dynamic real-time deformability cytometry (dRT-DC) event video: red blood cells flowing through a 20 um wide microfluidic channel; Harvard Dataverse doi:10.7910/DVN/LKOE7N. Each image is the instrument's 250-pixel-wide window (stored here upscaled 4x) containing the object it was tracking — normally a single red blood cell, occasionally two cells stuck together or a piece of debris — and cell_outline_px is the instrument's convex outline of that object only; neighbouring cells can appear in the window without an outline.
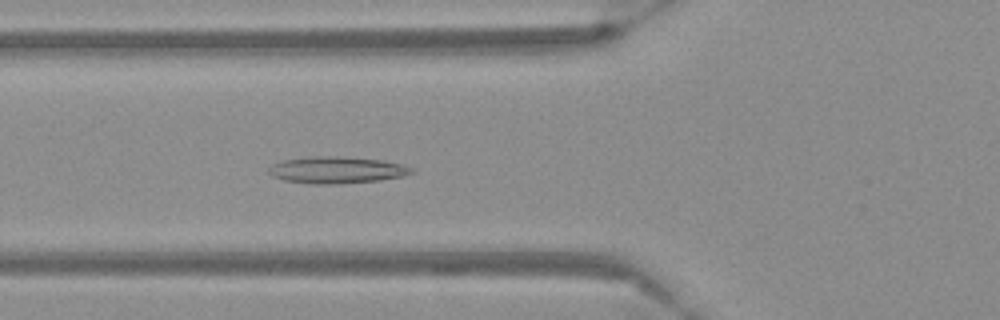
{"species": "Egyptian fruit bat (a non-hibernating species)", "species_latin": "Rousettus aegyptiacus", "temperature_condition": "warm", "stored_images_in_passage": 55, "camera_frame_rate_fps": 3000, "um_per_image_px": 0.085, "frame": {"image": 1, "passage_image": 20, "time_ms": 6.333, "image_size_px": [1000, 320], "cell_outline_px": [[416, 172], [400, 176], [380, 180], [336, 184], [308, 184], [284, 180], [272, 176], [268, 172], [268, 168], [272, 164], [284, 160], [312, 156], [332, 156], [380, 160], [400, 164], [412, 168]], "centroid_in_image_um": [28.57, 14.46], "position_along_channel_um": 97.2, "area_um2": 22.08}}
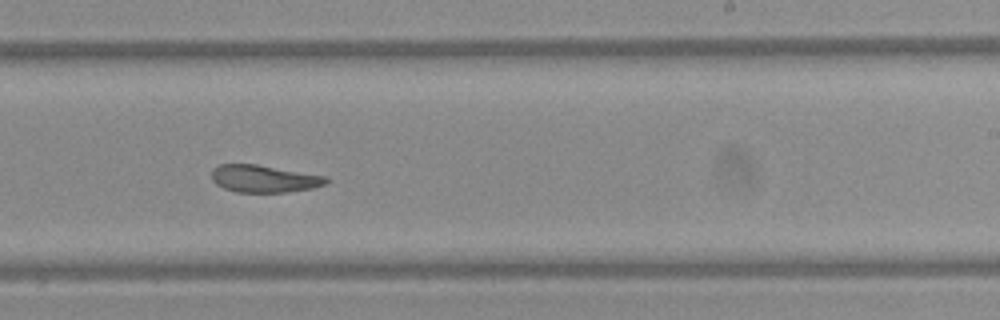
{"frame": {"image": 2, "passage_image": 34, "time_ms": 11.0, "image_size_px": [1000, 320], "cell_outline_px": [[328, 184], [312, 188], [284, 192], [236, 192], [224, 188], [216, 184], [212, 180], [212, 168], [220, 164], [256, 164], [328, 176]], "centroid_in_image_um": [22.45, 15.18], "position_along_channel_um": 266.5, "area_um2": 18.32}}
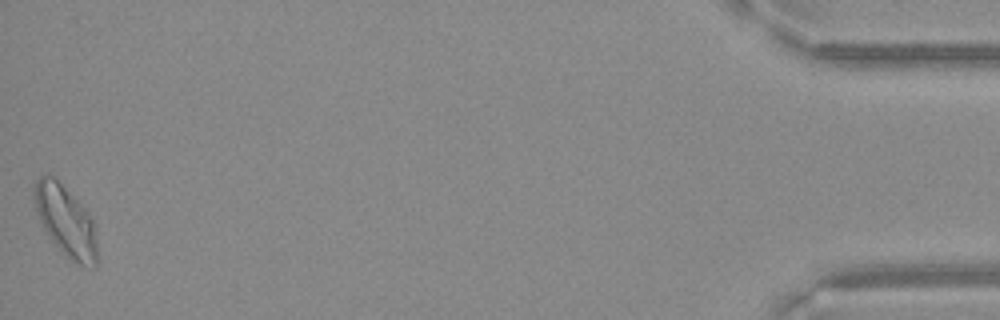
{"frame": {"image": 3, "passage_image": 55, "time_ms": 18.0, "image_size_px": [1000, 320], "cell_outline_px": [[96, 268], [92, 268], [68, 260], [52, 240], [40, 224], [36, 212], [32, 196], [32, 188], [36, 180], [40, 176], [48, 172], [56, 176], [88, 212], [96, 228]], "centroid_in_image_um": [5.54, 18.73], "position_along_channel_um": 429.7, "area_um2": 26.59}}